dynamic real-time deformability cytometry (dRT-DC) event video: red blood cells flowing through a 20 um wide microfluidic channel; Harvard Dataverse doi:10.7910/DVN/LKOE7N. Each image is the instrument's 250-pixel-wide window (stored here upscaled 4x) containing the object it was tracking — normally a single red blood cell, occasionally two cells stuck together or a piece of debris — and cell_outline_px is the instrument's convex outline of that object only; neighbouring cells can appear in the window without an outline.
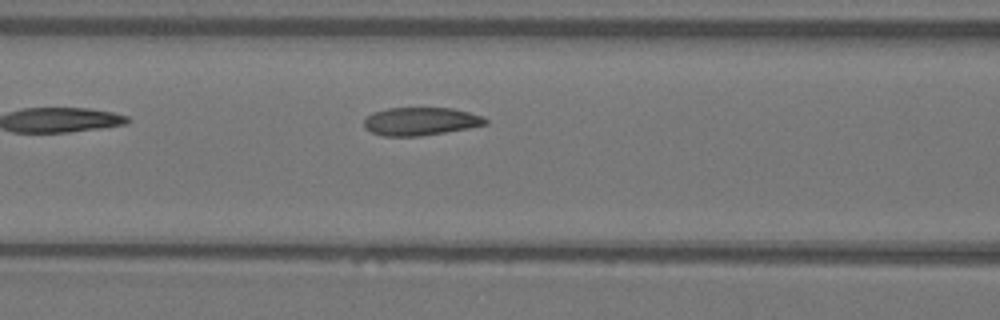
{"species": "Egyptian fruit bat (a non-hibernating species)", "species_latin": "Rousettus aegyptiacus", "temperature_condition": "warm", "stored_images_in_passage": 5, "camera_frame_rate_fps": 3000, "um_per_image_px": 0.085, "animal": {"sex": "female"}, "frame": {"image": 1, "passage_image": 5, "time_ms": 1.333, "image_size_px": [1000, 320], "cell_outline_px": [[488, 124], [468, 128], [420, 136], [384, 136], [372, 132], [364, 128], [364, 120], [372, 112], [388, 108], [452, 108], [484, 116], [488, 120]], "centroid_in_image_um": [35.76, 10.31], "position_along_channel_um": 130.8, "area_um2": 19.83}}